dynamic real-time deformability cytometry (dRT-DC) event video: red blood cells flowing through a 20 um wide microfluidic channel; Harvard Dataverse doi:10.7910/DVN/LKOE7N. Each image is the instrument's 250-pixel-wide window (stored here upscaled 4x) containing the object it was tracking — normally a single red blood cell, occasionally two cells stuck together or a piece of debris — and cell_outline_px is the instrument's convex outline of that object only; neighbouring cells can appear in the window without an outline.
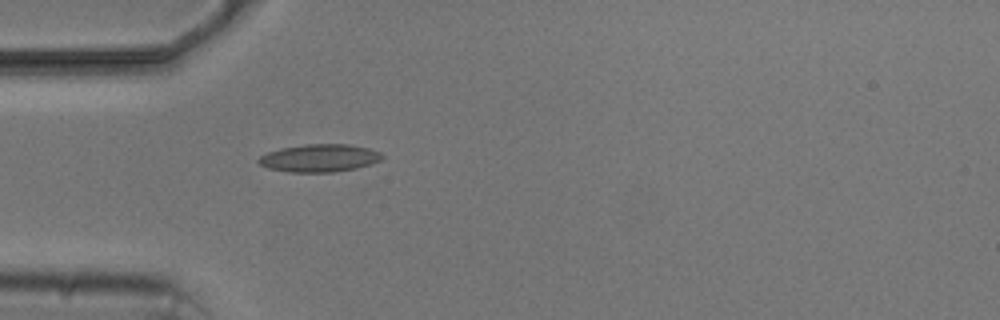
{"species": "common noctule bat (a hibernating species)", "species_latin": "Nyctalus noctula", "temperature_condition": "cold", "stored_images_in_passage": 4, "camera_frame_rate_fps": 3000, "um_per_image_px": 0.085, "animal": {"sex": "male", "body_mass_g": 20.5, "forearm_length_mm": 52.5}, "frame": {"image": 1, "passage_image": 4, "time_ms": 4.667, "image_size_px": [1000, 320], "cell_outline_px": [[384, 156], [380, 160], [356, 168], [332, 172], [292, 172], [268, 168], [260, 164], [256, 160], [260, 156], [268, 152], [280, 148], [304, 144], [348, 144], [368, 148], [380, 152]], "centroid_in_image_um": [27.13, 13.42], "position_along_channel_um": 57.9, "area_um2": 19.83}}